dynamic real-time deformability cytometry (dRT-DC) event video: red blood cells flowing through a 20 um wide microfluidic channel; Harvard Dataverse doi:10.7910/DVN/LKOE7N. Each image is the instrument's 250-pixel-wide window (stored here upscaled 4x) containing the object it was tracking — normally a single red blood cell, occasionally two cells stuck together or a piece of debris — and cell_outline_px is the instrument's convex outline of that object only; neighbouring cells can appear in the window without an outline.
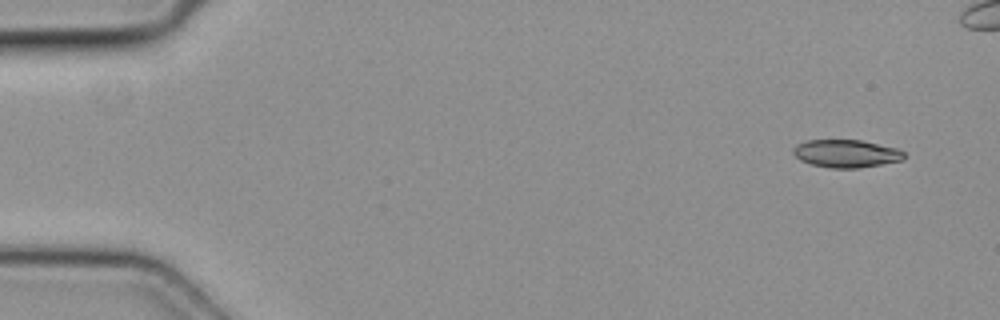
{"species": "common noctule bat (a hibernating species)", "species_latin": "Nyctalus noctula", "temperature_condition": "cold", "stored_images_in_passage": 5, "camera_frame_rate_fps": 3000, "um_per_image_px": 0.085, "animal": {"sex": "female", "body_mass_g": 19.3, "forearm_length_mm": 54.1}, "frame": {"image": 1, "passage_image": 1, "time_ms": 0.0, "image_size_px": [1000, 320], "cell_outline_px": [[904, 160], [856, 168], [832, 168], [812, 164], [800, 160], [792, 152], [792, 148], [796, 144], [804, 140], [860, 140], [900, 148], [904, 152]], "centroid_in_image_um": [71.92, 13.04], "position_along_channel_um": 13.1, "area_um2": 18.03}}